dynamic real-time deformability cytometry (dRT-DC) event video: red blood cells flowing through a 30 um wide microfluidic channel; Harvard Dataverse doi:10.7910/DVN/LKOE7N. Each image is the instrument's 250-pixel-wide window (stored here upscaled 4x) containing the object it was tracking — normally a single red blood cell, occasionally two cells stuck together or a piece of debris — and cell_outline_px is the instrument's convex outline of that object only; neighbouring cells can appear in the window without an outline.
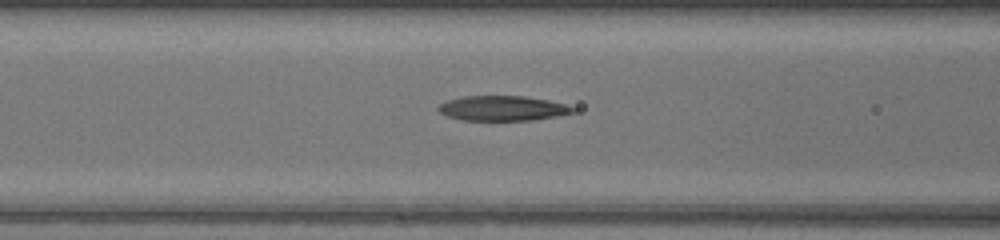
{"species": "common noctule bat (a hibernating species)", "species_latin": "Nyctalus noctula", "temperature_condition": "warm", "stored_images_in_passage": 10, "camera_frame_rate_fps": 3000, "um_per_image_px": 0.085, "animal": {"sex": "female", "body_mass_g": 17.0, "forearm_length_mm": 48.0}, "frame": {"image": 1, "passage_image": 9, "time_ms": 2.667, "image_size_px": [1000, 240], "cell_outline_px": [[576, 112], [556, 116], [532, 120], [464, 120], [448, 116], [440, 112], [436, 108], [444, 100], [460, 96], [524, 96], [548, 100], [564, 104], [576, 108]], "centroid_in_image_um": [42.69, 9.19], "position_along_channel_um": 123.9, "area_um2": 19.59}}